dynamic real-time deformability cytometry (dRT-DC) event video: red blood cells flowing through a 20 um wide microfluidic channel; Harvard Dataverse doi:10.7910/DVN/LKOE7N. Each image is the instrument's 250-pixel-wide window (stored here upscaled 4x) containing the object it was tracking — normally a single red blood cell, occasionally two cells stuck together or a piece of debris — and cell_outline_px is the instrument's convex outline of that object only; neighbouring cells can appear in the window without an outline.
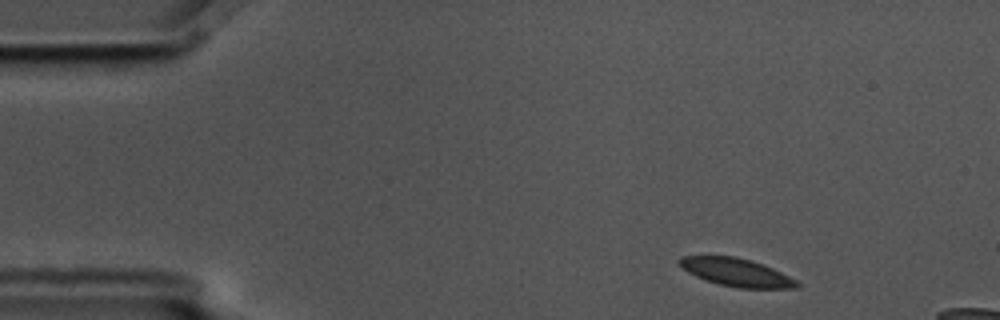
{"species": "common noctule bat (a hibernating species)", "species_latin": "Nyctalus noctula", "temperature_condition": "cold", "stored_images_in_passage": 4, "camera_frame_rate_fps": 3000, "um_per_image_px": 0.085, "animal": {"sex": "male", "body_mass_g": 17.5, "forearm_length_mm": 52.3}, "frame": {"image": 1, "passage_image": 1, "time_ms": 0.0, "image_size_px": [1000, 320], "cell_outline_px": [[800, 284], [796, 288], [740, 288], [720, 284], [696, 276], [688, 272], [676, 260], [680, 256], [736, 256], [752, 260], [764, 264], [796, 280]], "centroid_in_image_um": [62.59, 23.13], "position_along_channel_um": 22.4, "area_um2": 18.96}}